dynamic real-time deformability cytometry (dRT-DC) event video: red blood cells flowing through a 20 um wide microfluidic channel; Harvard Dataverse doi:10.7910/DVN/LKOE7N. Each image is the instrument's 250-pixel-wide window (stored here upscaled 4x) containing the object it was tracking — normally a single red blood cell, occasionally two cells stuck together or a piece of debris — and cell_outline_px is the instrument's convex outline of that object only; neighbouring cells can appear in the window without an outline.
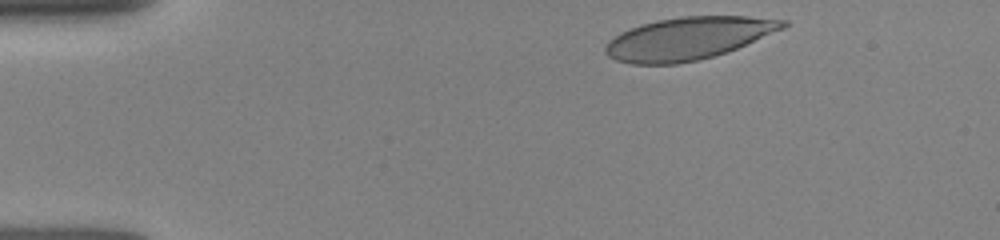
{"species": "human", "species_latin": "Homo sapiens", "temperature_condition": "room temperature", "stored_images_in_passage": 8, "camera_frame_rate_fps": 3000, "um_per_image_px": 0.085, "donor": {"sex": "female"}, "frame": {"image": 1, "passage_image": 1, "time_ms": 0.0, "image_size_px": [1000, 240], "cell_outline_px": [[788, 24], [784, 28], [736, 48], [712, 56], [696, 60], [676, 64], [632, 64], [616, 60], [608, 56], [604, 52], [604, 44], [608, 40], [620, 32], [640, 24], [656, 20], [680, 16], [748, 16], [788, 20]], "centroid_in_image_um": [58.44, 3.25], "position_along_channel_um": 26.6, "area_um2": 43.93}}
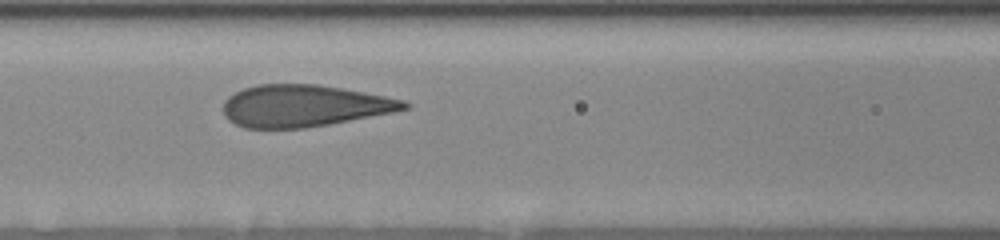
{"frame": {"image": 2, "passage_image": 6, "time_ms": 4.667, "image_size_px": [1000, 240], "cell_outline_px": [[412, 108], [396, 112], [328, 124], [304, 128], [244, 128], [228, 120], [224, 112], [224, 100], [228, 96], [244, 88], [256, 84], [316, 84], [364, 92], [404, 100], [412, 104]], "centroid_in_image_um": [25.87, 8.99], "position_along_channel_um": 140.7, "area_um2": 44.22}}
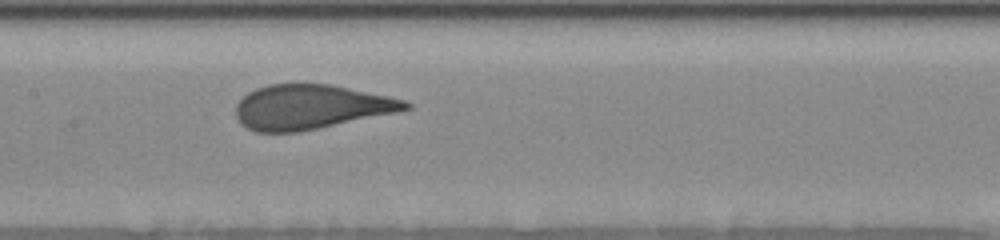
{"frame": {"image": 3, "passage_image": 7, "time_ms": 5.667, "image_size_px": [1000, 240], "cell_outline_px": [[412, 108], [396, 112], [296, 132], [256, 132], [240, 124], [236, 116], [236, 104], [248, 92], [256, 88], [268, 84], [328, 84], [388, 96], [404, 100], [412, 104]], "centroid_in_image_um": [26.37, 9.09], "position_along_channel_um": 181.0, "area_um2": 43.47}}